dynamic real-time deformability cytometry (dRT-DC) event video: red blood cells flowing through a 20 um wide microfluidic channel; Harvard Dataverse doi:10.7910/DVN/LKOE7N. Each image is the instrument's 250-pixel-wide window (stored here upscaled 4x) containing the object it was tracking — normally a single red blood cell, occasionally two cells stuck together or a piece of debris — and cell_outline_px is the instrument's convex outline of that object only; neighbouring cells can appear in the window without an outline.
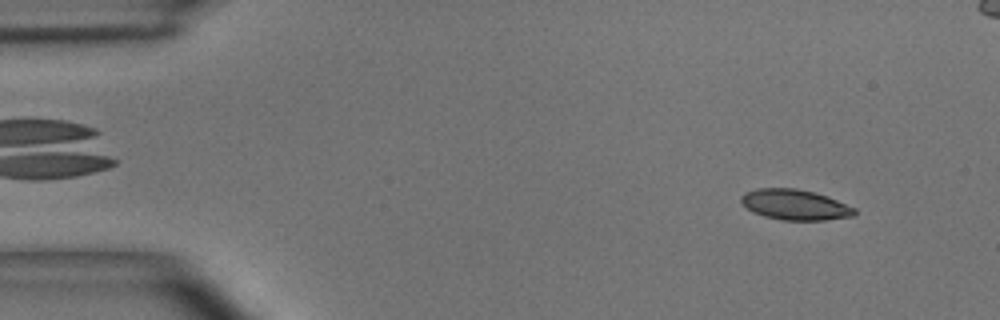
{"species": "common noctule bat (a hibernating species)", "species_latin": "Nyctalus noctula", "temperature_condition": "room temperature", "stored_images_in_passage": 8, "camera_frame_rate_fps": 3000, "um_per_image_px": 0.085, "animal": {"sex": "male", "body_mass_g": 15.6}, "frame": {"image": 1, "passage_image": 1, "time_ms": 0.0, "image_size_px": [1000, 320], "cell_outline_px": [[856, 212], [852, 216], [824, 220], [780, 220], [764, 216], [752, 212], [740, 200], [740, 196], [744, 192], [756, 188], [796, 188], [812, 192], [836, 200], [856, 208]], "centroid_in_image_um": [67.53, 17.4], "position_along_channel_um": 17.5, "area_um2": 20.0}}
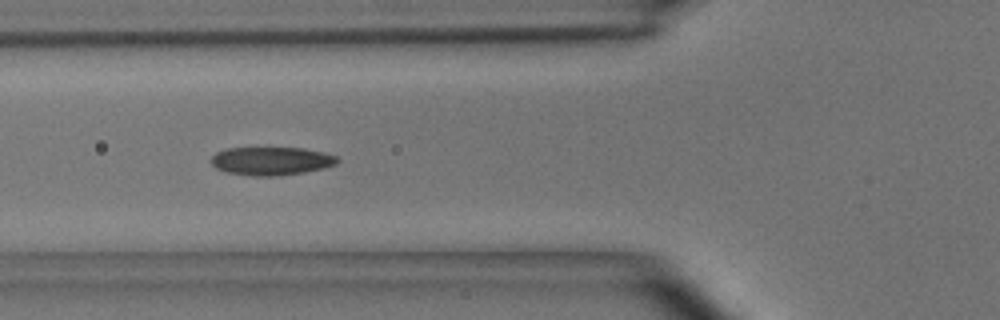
{"frame": {"image": 2, "passage_image": 5, "time_ms": 1.333, "image_size_px": [1000, 320], "cell_outline_px": [[340, 160], [336, 164], [324, 168], [304, 172], [276, 176], [252, 176], [228, 172], [216, 168], [212, 164], [212, 156], [216, 152], [228, 148], [304, 148], [324, 152], [336, 156]], "centroid_in_image_um": [23.09, 13.68], "position_along_channel_um": 102.7, "area_um2": 20.75}}